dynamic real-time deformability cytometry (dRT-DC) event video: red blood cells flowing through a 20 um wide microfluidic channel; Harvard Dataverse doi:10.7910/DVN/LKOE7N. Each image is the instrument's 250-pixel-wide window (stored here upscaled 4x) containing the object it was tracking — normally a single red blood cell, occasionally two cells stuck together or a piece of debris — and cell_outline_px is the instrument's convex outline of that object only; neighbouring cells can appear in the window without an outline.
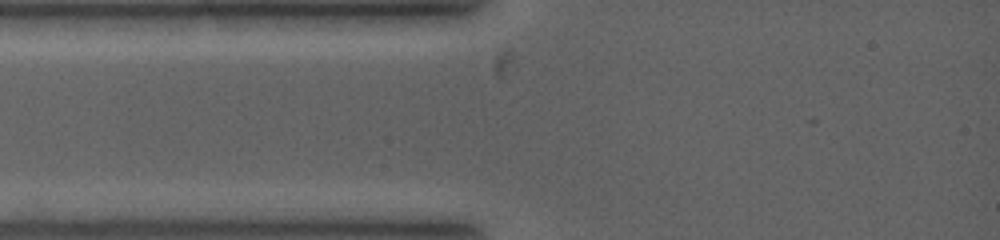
{"species": "common noctule bat (a hibernating species)", "species_latin": "Nyctalus noctula", "temperature_condition": "warm", "stored_images_in_passage": 3, "camera_frame_rate_fps": 5000, "um_per_image_px": 0.085, "animal": {"sex": "female", "body_mass_g": 19.0, "forearm_length_mm": 53.3}, "frame": {"image": 1, "passage_image": 1, "time_ms": 0.0, "image_size_px": [1000, 240], "cell_outline_px": [[540, 20], [520, 64], [516, 72], [500, 80], [496, 80], [492, 76], [484, 52], [532, 16], [540, 16]], "centroid_in_image_um": [43.44, 4.22], "position_along_channel_um": 41.6, "area_um2": 12.37}}